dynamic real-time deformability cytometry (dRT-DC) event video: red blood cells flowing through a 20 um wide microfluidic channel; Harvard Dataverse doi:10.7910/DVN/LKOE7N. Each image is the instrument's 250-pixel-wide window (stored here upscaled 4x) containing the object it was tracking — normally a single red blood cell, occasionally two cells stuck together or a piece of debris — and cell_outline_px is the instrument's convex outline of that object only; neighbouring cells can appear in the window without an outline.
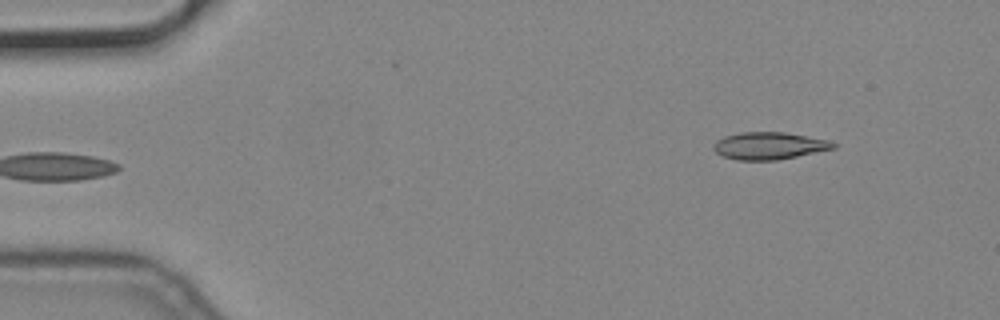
{"species": "common noctule bat (a hibernating species)", "species_latin": "Nyctalus noctula", "temperature_condition": "cold", "stored_images_in_passage": 5, "segment_of_instrument_passage": [2, 2], "camera_frame_rate_fps": 3000, "um_per_image_px": 0.085, "animal": {"sex": "male", "body_mass_g": 19.2, "forearm_length_mm": 51.8}, "frame": {"image": 1, "passage_image": 5, "time_ms": 1.333, "image_size_px": [1000, 320], "cell_outline_px": [[836, 148], [776, 160], [736, 160], [724, 156], [716, 152], [712, 148], [716, 140], [724, 136], [740, 132], [784, 132], [828, 140], [836, 144]], "centroid_in_image_um": [65.35, 12.38], "position_along_channel_um": 19.7, "area_um2": 18.9}}